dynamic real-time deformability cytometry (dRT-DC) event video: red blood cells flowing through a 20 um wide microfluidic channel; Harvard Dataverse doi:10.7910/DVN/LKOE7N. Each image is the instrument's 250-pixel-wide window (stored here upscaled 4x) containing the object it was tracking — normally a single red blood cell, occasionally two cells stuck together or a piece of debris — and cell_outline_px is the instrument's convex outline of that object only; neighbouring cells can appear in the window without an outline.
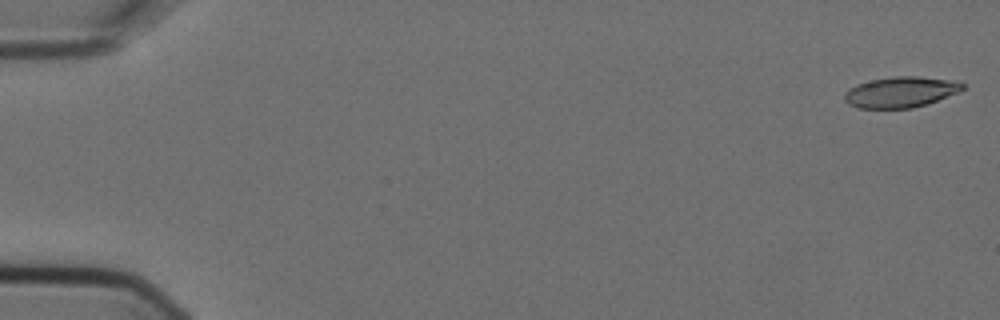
{"species": "Egyptian fruit bat (a non-hibernating species)", "species_latin": "Rousettus aegyptiacus", "temperature_condition": "cold", "stored_images_in_passage": 6, "camera_frame_rate_fps": 3000, "um_per_image_px": 0.085, "animal": {"sex": "female"}, "frame": {"image": 1, "passage_image": 1, "time_ms": 0.0, "image_size_px": [1000, 320], "cell_outline_px": [[964, 88], [956, 92], [928, 104], [912, 108], [856, 108], [848, 104], [844, 100], [844, 92], [848, 88], [856, 84], [872, 80], [896, 76], [916, 76], [948, 80], [964, 84]], "centroid_in_image_um": [76.47, 7.84], "position_along_channel_um": 8.5, "area_um2": 20.98}}
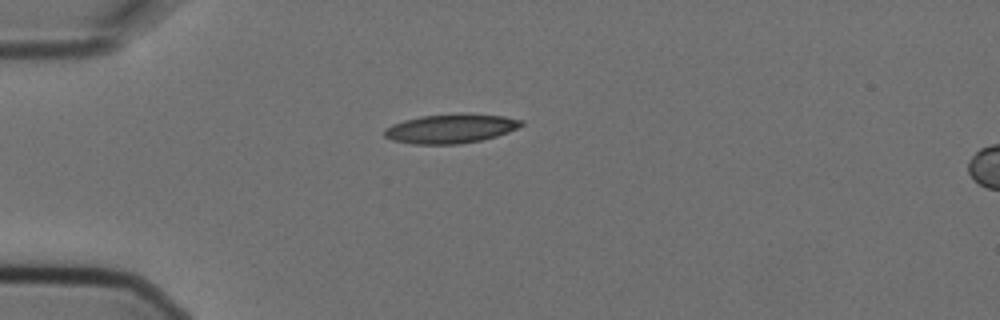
{"frame": {"image": 2, "passage_image": 5, "time_ms": 1.333, "image_size_px": [1000, 320], "cell_outline_px": [[524, 124], [508, 132], [496, 136], [480, 140], [460, 144], [412, 144], [392, 140], [384, 136], [384, 128], [392, 124], [404, 120], [420, 116], [464, 112], [504, 116], [524, 120]], "centroid_in_image_um": [38.31, 10.91], "position_along_channel_um": 46.7, "area_um2": 23.58}}